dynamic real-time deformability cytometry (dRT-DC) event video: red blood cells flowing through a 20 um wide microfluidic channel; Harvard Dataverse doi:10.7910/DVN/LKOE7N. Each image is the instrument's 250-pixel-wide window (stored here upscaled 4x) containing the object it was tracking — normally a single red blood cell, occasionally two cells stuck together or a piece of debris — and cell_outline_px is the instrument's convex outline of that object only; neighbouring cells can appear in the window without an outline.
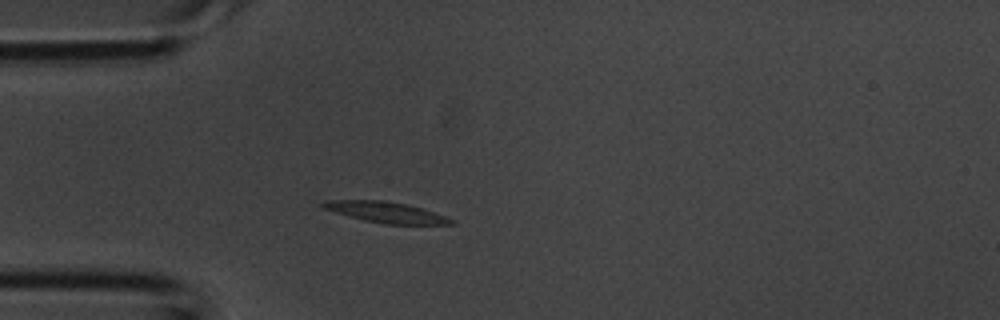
{"species": "common noctule bat (a hibernating species)", "species_latin": "Nyctalus noctula", "temperature_condition": "room temperature", "stored_images_in_passage": 3, "camera_frame_rate_fps": 3000, "um_per_image_px": 0.085, "animal": {"sex": "male", "body_mass_g": 20.1, "forearm_length_mm": 53.5}, "frame": {"image": 1, "passage_image": 3, "time_ms": 0.667, "image_size_px": [1000, 320], "cell_outline_px": [[456, 220], [452, 224], [384, 224], [364, 220], [336, 212], [324, 208], [320, 204], [324, 200], [384, 200], [408, 204]], "centroid_in_image_um": [32.79, 18.03], "position_along_channel_um": 52.2, "area_um2": 15.32}}